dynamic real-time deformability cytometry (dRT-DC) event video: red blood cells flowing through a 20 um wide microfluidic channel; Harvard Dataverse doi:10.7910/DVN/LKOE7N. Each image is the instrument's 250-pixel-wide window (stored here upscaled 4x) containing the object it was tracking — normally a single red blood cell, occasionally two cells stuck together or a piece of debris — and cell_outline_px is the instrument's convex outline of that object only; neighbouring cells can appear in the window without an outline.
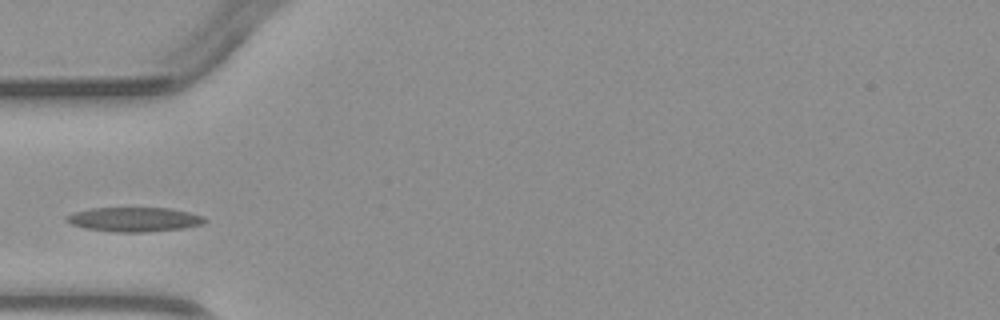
{"species": "common noctule bat (a hibernating species)", "species_latin": "Nyctalus noctula", "temperature_condition": "warm", "stored_images_in_passage": 3, "camera_frame_rate_fps": 3000, "um_per_image_px": 0.085, "animal": {"sex": "male", "body_mass_g": 23.1, "forearm_length_mm": 52.7}, "frame": {"image": 1, "passage_image": 3, "time_ms": 2.333, "image_size_px": [1000, 320], "cell_outline_px": [[208, 220], [204, 224], [184, 228], [148, 232], [116, 232], [88, 228], [72, 224], [64, 220], [64, 216], [72, 212], [92, 208], [168, 208], [188, 212], [204, 216]], "centroid_in_image_um": [11.43, 18.65], "position_along_channel_um": 73.6, "area_um2": 19.71}}